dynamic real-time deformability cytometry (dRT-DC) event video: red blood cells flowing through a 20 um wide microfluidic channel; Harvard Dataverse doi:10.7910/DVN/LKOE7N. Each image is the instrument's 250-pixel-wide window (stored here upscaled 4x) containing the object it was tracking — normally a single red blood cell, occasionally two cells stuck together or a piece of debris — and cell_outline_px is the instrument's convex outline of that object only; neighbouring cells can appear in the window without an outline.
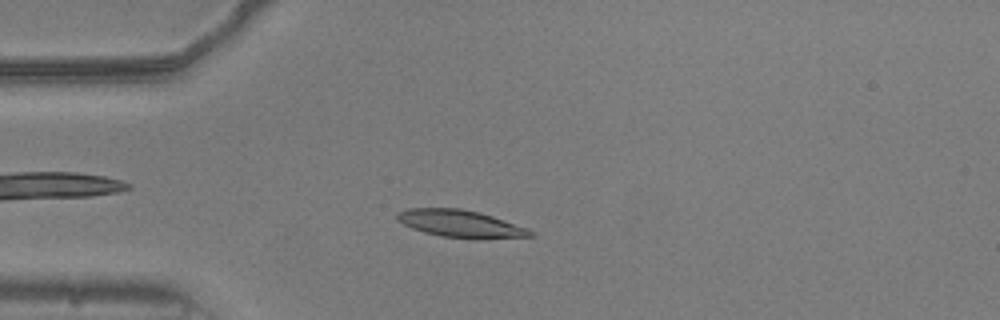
{"species": "common noctule bat (a hibernating species)", "species_latin": "Nyctalus noctula", "temperature_condition": "warm", "stored_images_in_passage": 53, "camera_frame_rate_fps": 3000, "um_per_image_px": 0.085, "animal": {"sex": "male", "body_mass_g": 20.5, "forearm_length_mm": 52.5}, "frame": {"image": 1, "passage_image": 13, "time_ms": 4.0, "image_size_px": [1000, 320], "cell_outline_px": [[532, 236], [444, 236], [424, 232], [412, 228], [396, 220], [396, 212], [408, 208], [460, 208], [480, 212], [528, 228], [532, 232]], "centroid_in_image_um": [39.0, 18.94], "position_along_channel_um": 46.0, "area_um2": 20.06}}
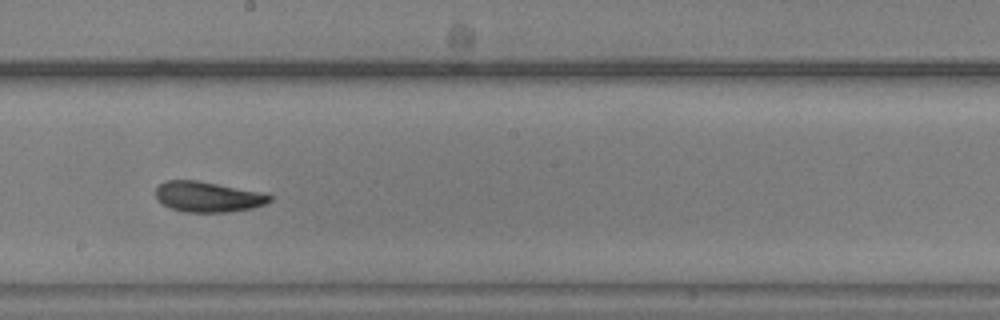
{"frame": {"image": 2, "passage_image": 29, "time_ms": 9.333, "image_size_px": [1000, 320], "cell_outline_px": [[272, 200], [264, 204], [252, 208], [228, 212], [188, 212], [172, 208], [164, 204], [156, 196], [156, 188], [160, 184], [168, 180], [196, 180], [268, 192], [272, 196]], "centroid_in_image_um": [17.76, 16.71], "position_along_channel_um": 230.4, "area_um2": 20.29}}
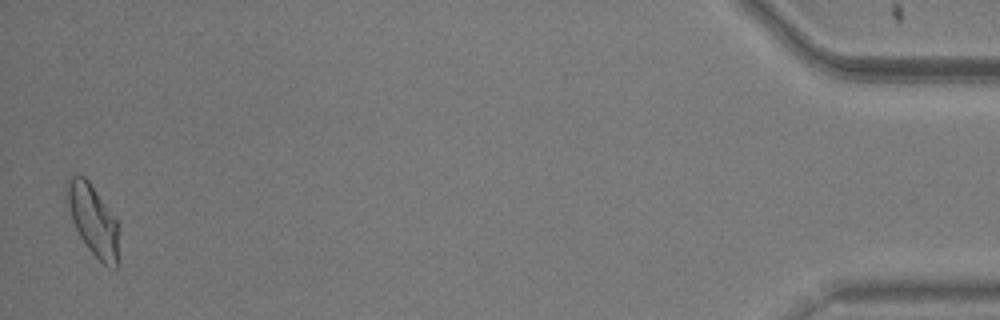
{"frame": {"image": 3, "passage_image": 52, "time_ms": 17.0, "image_size_px": [1000, 320], "cell_outline_px": [[116, 268], [104, 264], [88, 248], [80, 236], [72, 220], [68, 204], [68, 180], [72, 176], [84, 176], [88, 180], [116, 220]], "centroid_in_image_um": [7.88, 18.69], "position_along_channel_um": 427.3, "area_um2": 19.94}, "authors_computed_cell_mechanics": {"area_um2": 20.2878, "velocity_mm_per_s": 3.7665, "shape_relaxation_time_tau1_ms": 3.618, "shape_relaxation_time_tau2_ms": 2.7873, "deformation_change_tau1": 0.1591, "deformation_change_tau2": 0.0908}}